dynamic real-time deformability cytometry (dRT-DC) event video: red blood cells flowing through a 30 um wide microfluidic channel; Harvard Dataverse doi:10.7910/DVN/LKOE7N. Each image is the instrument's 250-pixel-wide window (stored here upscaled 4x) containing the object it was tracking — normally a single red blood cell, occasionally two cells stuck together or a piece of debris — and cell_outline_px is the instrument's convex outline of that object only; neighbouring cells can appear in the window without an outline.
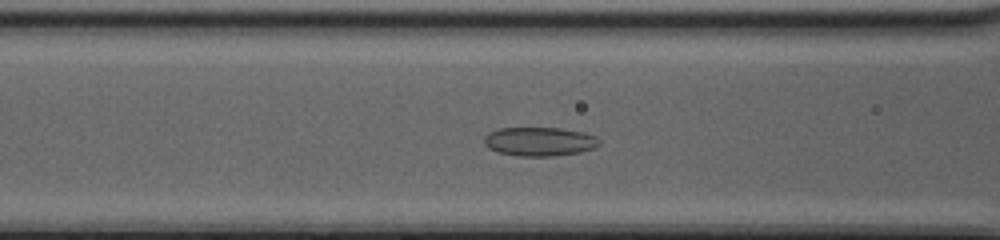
{"species": "common noctule bat (a hibernating species)", "species_latin": "Nyctalus noctula", "temperature_condition": "cold", "stored_images_in_passage": 45, "camera_frame_rate_fps": 3000, "um_per_image_px": 0.085, "animal": {"sex": "female", "body_mass_g": 20.0, "forearm_length_mm": 54.0}, "frame": {"image": 1, "passage_image": 17, "time_ms": 5.333, "image_size_px": [1000, 240], "cell_outline_px": [[600, 144], [592, 148], [580, 152], [552, 156], [520, 156], [496, 152], [488, 148], [484, 144], [484, 136], [488, 132], [500, 128], [560, 128], [584, 132], [596, 136], [600, 140]], "centroid_in_image_um": [45.83, 12.03], "position_along_channel_um": 120.8, "area_um2": 19.48}}
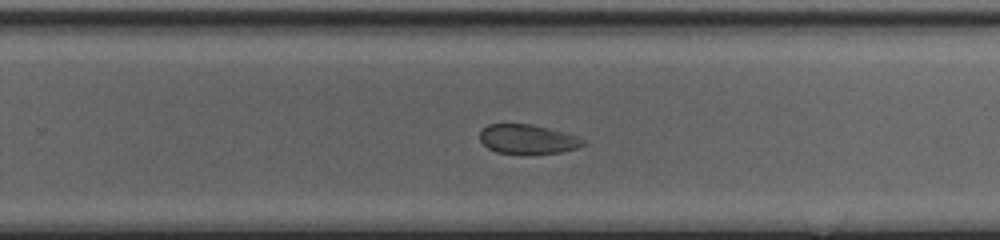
{"frame": {"image": 2, "passage_image": 29, "time_ms": 9.333, "image_size_px": [1000, 240], "cell_outline_px": [[588, 144], [576, 148], [560, 152], [524, 156], [520, 156], [496, 152], [488, 148], [480, 140], [480, 128], [488, 124], [532, 124], [580, 136], [588, 140]], "centroid_in_image_um": [44.88, 11.86], "position_along_channel_um": 284.9, "area_um2": 18.5}}
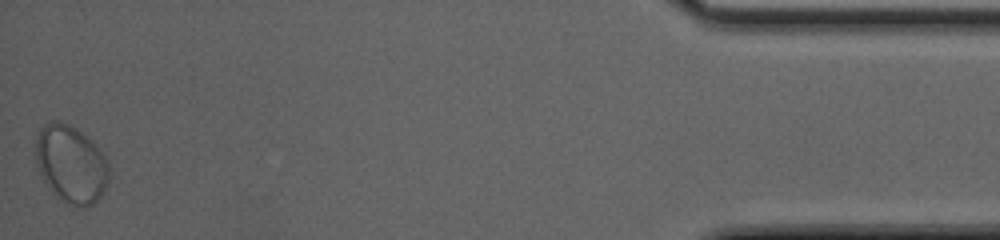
{"frame": {"image": 3, "passage_image": 45, "time_ms": 14.667, "image_size_px": [1000, 240], "cell_outline_px": [[108, 176], [104, 188], [100, 196], [88, 208], [76, 208], [64, 204], [48, 188], [36, 164], [36, 136], [40, 128], [44, 124], [56, 120], [68, 124], [92, 140], [108, 160]], "centroid_in_image_um": [6.01, 13.98], "position_along_channel_um": 429.2, "area_um2": 33.29}}